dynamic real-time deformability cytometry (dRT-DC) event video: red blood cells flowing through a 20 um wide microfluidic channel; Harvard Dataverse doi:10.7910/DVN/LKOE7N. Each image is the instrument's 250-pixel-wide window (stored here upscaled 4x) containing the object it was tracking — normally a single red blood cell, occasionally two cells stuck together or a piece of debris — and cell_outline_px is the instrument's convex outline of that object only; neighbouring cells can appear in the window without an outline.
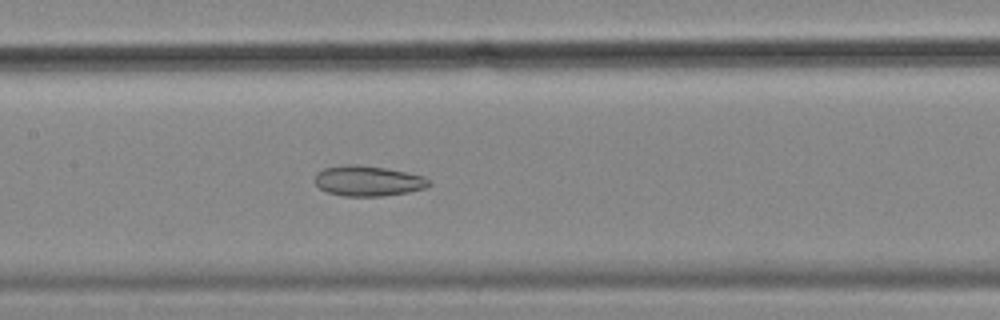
{"species": "common noctule bat (a hibernating species)", "species_latin": "Nyctalus noctula", "temperature_condition": "cold", "stored_images_in_passage": 56, "camera_frame_rate_fps": 3000, "um_per_image_px": 0.085, "animal": {"sex": "female", "body_mass_g": 18.4}, "frame": {"image": 1, "passage_image": 27, "time_ms": 8.667, "image_size_px": [1000, 320], "cell_outline_px": [[432, 184], [424, 188], [408, 192], [384, 196], [344, 196], [328, 192], [320, 188], [316, 184], [316, 172], [324, 168], [348, 164], [356, 164], [384, 168], [424, 176]], "centroid_in_image_um": [31.28, 15.38], "position_along_channel_um": 176.1, "area_um2": 20.0}}
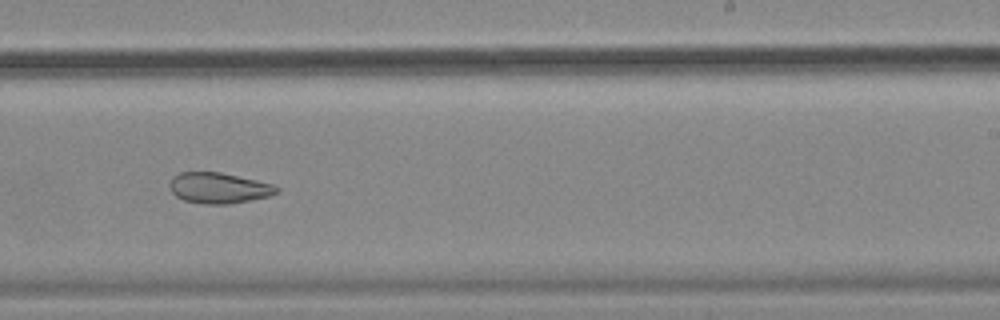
{"frame": {"image": 2, "passage_image": 35, "time_ms": 11.333, "image_size_px": [1000, 320], "cell_outline_px": [[280, 192], [268, 196], [228, 204], [204, 204], [184, 200], [176, 196], [168, 188], [168, 184], [172, 176], [180, 172], [220, 172], [256, 180], [272, 184], [280, 188]], "centroid_in_image_um": [18.56, 15.97], "position_along_channel_um": 270.4, "area_um2": 19.19}}
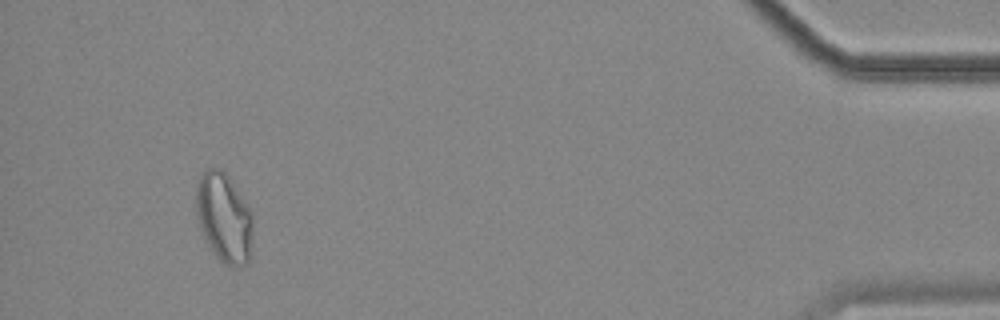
{"frame": {"image": 3, "passage_image": 53, "time_ms": 17.333, "image_size_px": [1000, 320], "cell_outline_px": [[252, 232], [248, 264], [224, 264], [216, 256], [208, 244], [204, 236], [196, 212], [196, 184], [200, 176], [208, 168], [220, 168], [232, 180], [252, 212]], "centroid_in_image_um": [19.04, 18.45], "position_along_channel_um": 416.2, "area_um2": 29.19}, "authors_computed_cell_mechanics": {"area_um2": 25.7499, "velocity_mm_per_s": 3.5629, "shape_relaxation_time_tau1_ms": null, "shape_relaxation_time_tau2_ms": 4.5558, "deformation_change_tau1": null, "deformation_change_tau2": 0.1075}}